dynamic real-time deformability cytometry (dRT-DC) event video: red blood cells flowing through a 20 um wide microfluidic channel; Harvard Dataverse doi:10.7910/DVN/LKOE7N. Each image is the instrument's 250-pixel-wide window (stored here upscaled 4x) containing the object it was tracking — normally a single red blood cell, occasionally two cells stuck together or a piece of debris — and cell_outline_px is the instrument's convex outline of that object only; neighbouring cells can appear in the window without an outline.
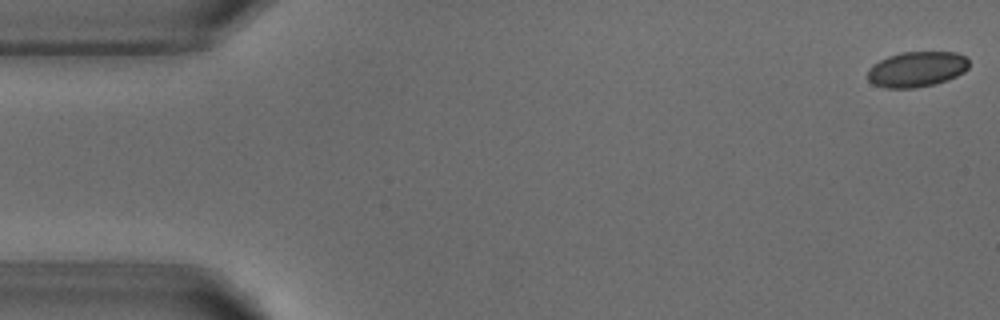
{"species": "common noctule bat (a hibernating species)", "species_latin": "Nyctalus noctula", "temperature_condition": "warm", "stored_images_in_passage": 52, "camera_frame_rate_fps": 3000, "um_per_image_px": 0.085, "animal": {"sex": "male", "body_mass_g": 18.8}, "frame": {"image": 1, "passage_image": 1, "time_ms": 0.0, "image_size_px": [1000, 320], "cell_outline_px": [[968, 68], [964, 72], [948, 80], [916, 88], [884, 88], [872, 84], [868, 80], [868, 68], [872, 64], [888, 56], [900, 52], [956, 52], [964, 56], [968, 60]], "centroid_in_image_um": [77.89, 5.88], "position_along_channel_um": 7.1, "area_um2": 21.04}}
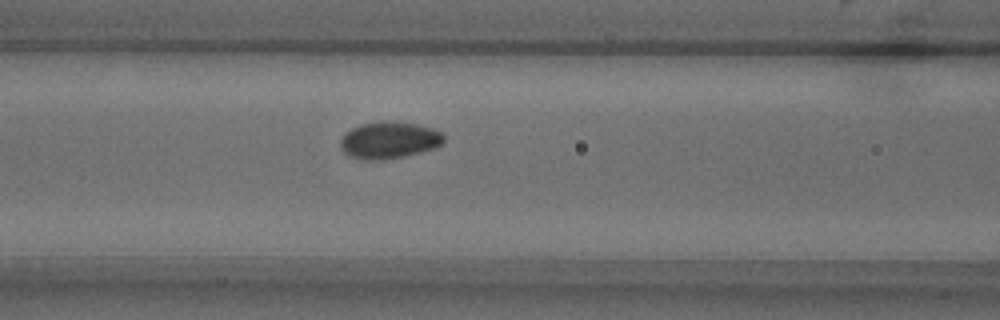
{"frame": {"image": 2, "passage_image": 21, "time_ms": 6.667, "image_size_px": [1000, 320], "cell_outline_px": [[444, 140], [436, 148], [404, 156], [384, 160], [360, 160], [348, 156], [340, 148], [340, 140], [344, 132], [360, 124], [380, 120], [388, 120], [416, 124], [432, 128], [440, 132], [444, 136]], "centroid_in_image_um": [33.02, 11.91], "position_along_channel_um": 133.6, "area_um2": 22.6}}
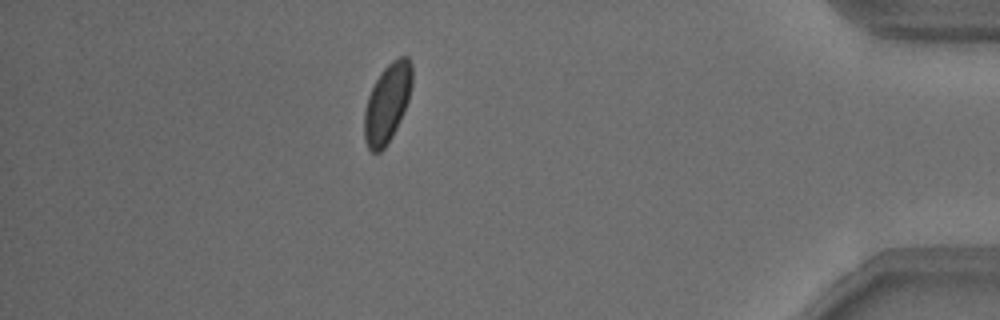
{"frame": {"image": 3, "passage_image": 46, "time_ms": 15.0, "image_size_px": [1000, 320], "cell_outline_px": [[412, 84], [408, 100], [396, 128], [392, 136], [384, 148], [380, 152], [372, 152], [368, 148], [364, 140], [364, 112], [368, 96], [380, 72], [392, 60], [400, 56], [408, 56], [412, 64]], "centroid_in_image_um": [32.91, 8.74], "position_along_channel_um": 402.3, "area_um2": 21.85}, "authors_computed_cell_mechanics": {"area_um2": 21.7906, "velocity_mm_per_s": 3.7962, "shape_relaxation_time_tau1_ms": 1.5345, "shape_relaxation_time_tau2_ms": null, "deformation_change_tau1": 0.0381, "deformation_change_tau2": null}}